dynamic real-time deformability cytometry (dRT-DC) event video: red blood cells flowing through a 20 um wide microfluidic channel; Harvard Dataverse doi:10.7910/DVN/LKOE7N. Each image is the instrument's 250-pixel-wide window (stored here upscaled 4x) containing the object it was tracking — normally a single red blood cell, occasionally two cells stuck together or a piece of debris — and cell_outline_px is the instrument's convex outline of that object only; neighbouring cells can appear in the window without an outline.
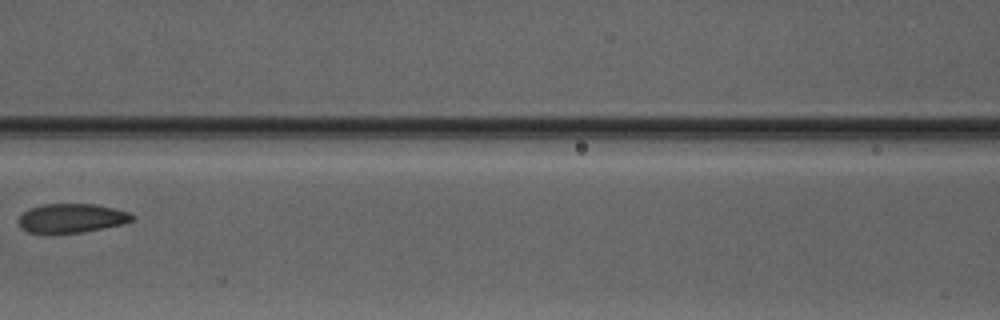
{"species": "Egyptian fruit bat (a non-hibernating species)", "species_latin": "Rousettus aegyptiacus", "temperature_condition": "warm", "stored_images_in_passage": 7, "camera_frame_rate_fps": 3000, "um_per_image_px": 0.085, "animal": {"sex": "male"}, "frame": {"image": 1, "passage_image": 7, "time_ms": 8.0, "image_size_px": [1000, 320], "cell_outline_px": [[136, 220], [120, 224], [84, 232], [52, 236], [48, 236], [28, 232], [20, 228], [20, 216], [28, 208], [44, 204], [96, 204], [128, 212], [136, 216]], "centroid_in_image_um": [6.05, 18.59], "position_along_channel_um": 160.6, "area_um2": 19.83}}